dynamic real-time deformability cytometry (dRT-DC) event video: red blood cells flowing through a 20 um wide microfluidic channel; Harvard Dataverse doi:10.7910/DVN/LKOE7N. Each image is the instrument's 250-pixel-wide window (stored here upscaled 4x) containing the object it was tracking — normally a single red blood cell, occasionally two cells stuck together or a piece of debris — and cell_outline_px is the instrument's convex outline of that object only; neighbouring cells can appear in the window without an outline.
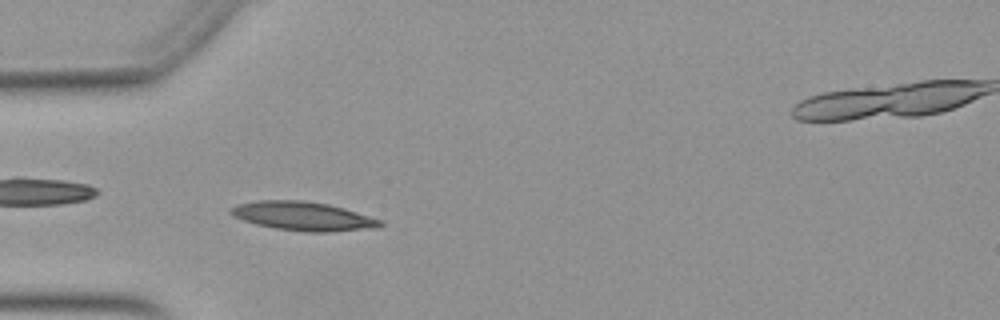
{"species": "Egyptian fruit bat (a non-hibernating species)", "species_latin": "Rousettus aegyptiacus", "temperature_condition": "warm", "stored_images_in_passage": 50, "segment_of_instrument_passage": [1, 2], "camera_frame_rate_fps": 3000, "um_per_image_px": 0.085, "animal": {"sex": "female"}, "frame": {"image": 1, "passage_image": 13, "time_ms": 4.0, "image_size_px": [1000, 320], "cell_outline_px": [[384, 224], [376, 228], [332, 232], [304, 232], [276, 228], [256, 224], [232, 216], [228, 212], [236, 204], [256, 200], [304, 200], [328, 204], [344, 208], [384, 220]], "centroid_in_image_um": [25.79, 18.37], "position_along_channel_um": 59.2, "area_um2": 25.37}}
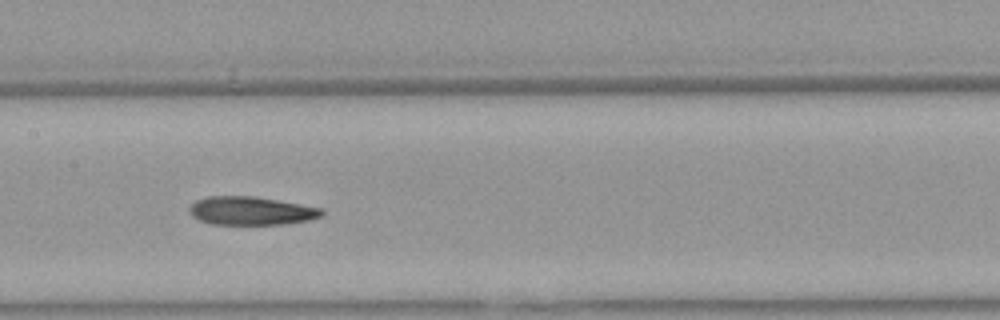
{"frame": {"image": 2, "passage_image": 23, "time_ms": 7.333, "image_size_px": [1000, 320], "cell_outline_px": [[324, 212], [320, 216], [312, 220], [284, 224], [212, 224], [200, 220], [192, 216], [188, 212], [188, 208], [196, 200], [208, 196], [256, 196], [324, 208]], "centroid_in_image_um": [21.36, 17.91], "position_along_channel_um": 186.0, "area_um2": 22.08}}
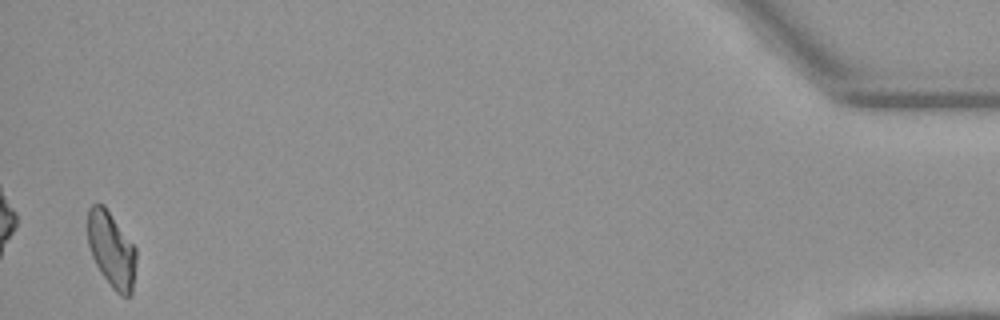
{"frame": {"image": 3, "passage_image": 48, "time_ms": 15.667, "image_size_px": [1000, 320], "cell_outline_px": [[136, 260], [132, 296], [120, 296], [112, 288], [100, 272], [92, 256], [88, 244], [88, 208], [92, 204], [104, 204], [136, 248]], "centroid_in_image_um": [9.48, 21.24], "position_along_channel_um": 425.7, "area_um2": 21.44}}